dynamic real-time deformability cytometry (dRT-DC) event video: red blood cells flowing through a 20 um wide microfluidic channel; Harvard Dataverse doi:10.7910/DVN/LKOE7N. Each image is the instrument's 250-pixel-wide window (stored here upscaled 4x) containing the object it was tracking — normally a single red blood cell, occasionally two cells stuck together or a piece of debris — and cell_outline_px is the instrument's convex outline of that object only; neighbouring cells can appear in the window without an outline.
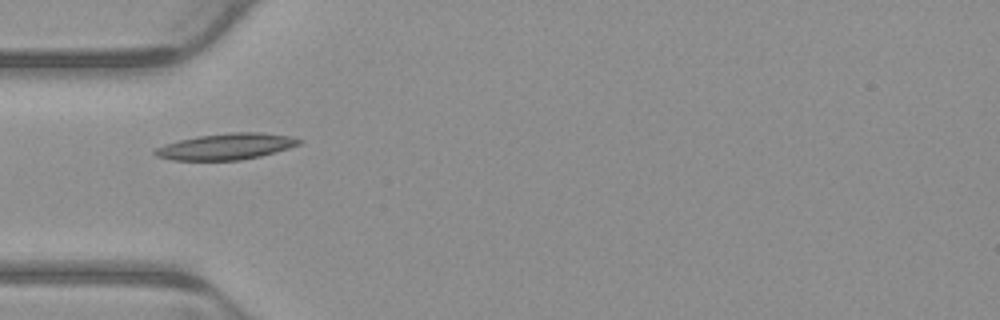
{"species": "common noctule bat (a hibernating species)", "species_latin": "Nyctalus noctula", "temperature_condition": "warm", "stored_images_in_passage": 6, "camera_frame_rate_fps": 3000, "um_per_image_px": 0.085, "animal": {"sex": "male", "body_mass_g": 23.1, "forearm_length_mm": 52.7}, "frame": {"image": 1, "passage_image": 4, "time_ms": 1.0, "image_size_px": [1000, 320], "cell_outline_px": [[304, 140], [300, 144], [288, 148], [260, 156], [240, 160], [172, 160], [156, 156], [152, 152], [156, 148], [164, 144], [180, 140], [200, 136], [228, 132], [260, 132], [292, 136]], "centroid_in_image_um": [19.24, 12.45], "position_along_channel_um": 65.8, "area_um2": 21.96}}
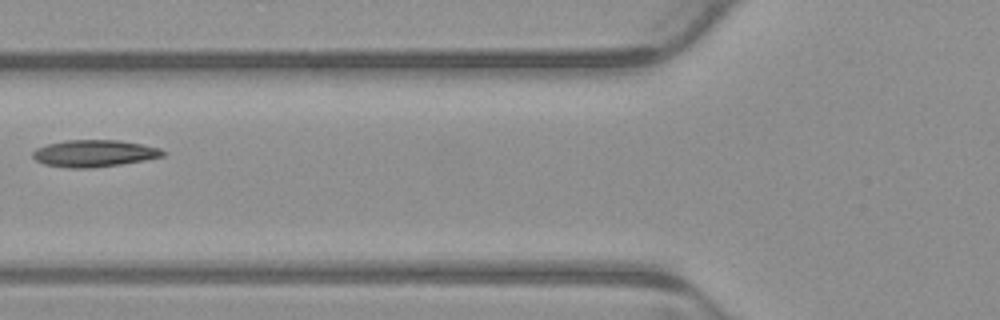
{"frame": {"image": 2, "passage_image": 5, "time_ms": 1.333, "image_size_px": [1000, 320], "cell_outline_px": [[168, 152], [164, 156], [144, 160], [120, 164], [88, 168], [68, 168], [44, 164], [36, 160], [32, 156], [32, 152], [36, 148], [48, 144], [64, 140], [116, 140], [140, 144], [160, 148]], "centroid_in_image_um": [8.0, 13.03], "position_along_channel_um": 117.8, "area_um2": 20.35}}
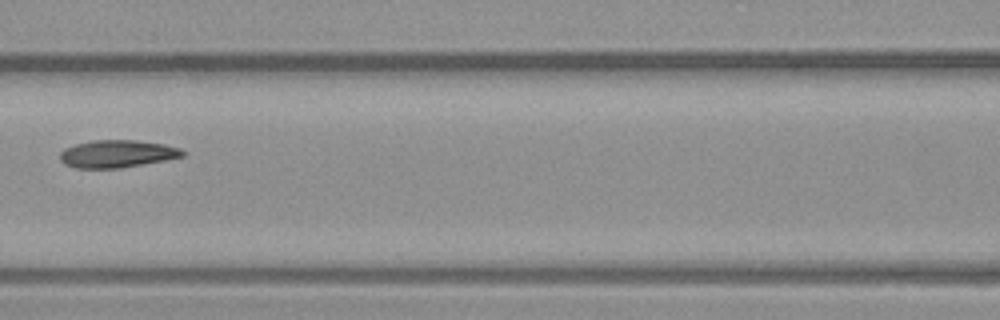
{"frame": {"image": 3, "passage_image": 6, "time_ms": 1.667, "image_size_px": [1000, 320], "cell_outline_px": [[188, 152], [184, 156], [164, 160], [120, 168], [76, 168], [64, 164], [60, 160], [60, 152], [64, 148], [76, 144], [92, 140], [136, 140], [164, 144], [180, 148]], "centroid_in_image_um": [9.96, 13.07], "position_along_channel_um": 156.6, "area_um2": 19.71}}